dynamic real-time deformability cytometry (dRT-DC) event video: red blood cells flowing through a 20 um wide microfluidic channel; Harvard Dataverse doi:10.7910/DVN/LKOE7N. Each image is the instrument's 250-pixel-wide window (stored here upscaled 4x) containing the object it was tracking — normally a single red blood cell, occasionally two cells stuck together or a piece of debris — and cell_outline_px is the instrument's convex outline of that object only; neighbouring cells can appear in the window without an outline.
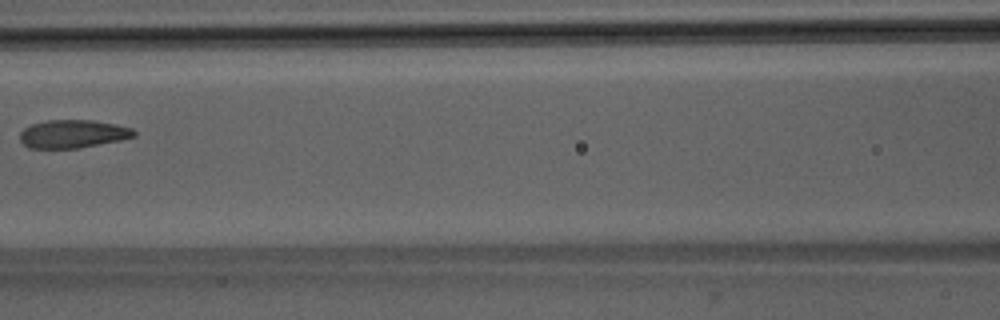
{"species": "Egyptian fruit bat (a non-hibernating species)", "species_latin": "Rousettus aegyptiacus", "temperature_condition": "room temperature", "stored_images_in_passage": 8, "camera_frame_rate_fps": 3000, "um_per_image_px": 0.085, "animal": {"sex": "male"}, "frame": {"image": 1, "passage_image": 6, "time_ms": 6.667, "image_size_px": [1000, 320], "cell_outline_px": [[136, 136], [120, 140], [80, 148], [28, 148], [20, 140], [20, 132], [24, 128], [32, 124], [48, 120], [92, 120], [116, 124], [132, 128], [136, 132]], "centroid_in_image_um": [6.2, 11.38], "position_along_channel_um": 160.4, "area_um2": 18.73}}